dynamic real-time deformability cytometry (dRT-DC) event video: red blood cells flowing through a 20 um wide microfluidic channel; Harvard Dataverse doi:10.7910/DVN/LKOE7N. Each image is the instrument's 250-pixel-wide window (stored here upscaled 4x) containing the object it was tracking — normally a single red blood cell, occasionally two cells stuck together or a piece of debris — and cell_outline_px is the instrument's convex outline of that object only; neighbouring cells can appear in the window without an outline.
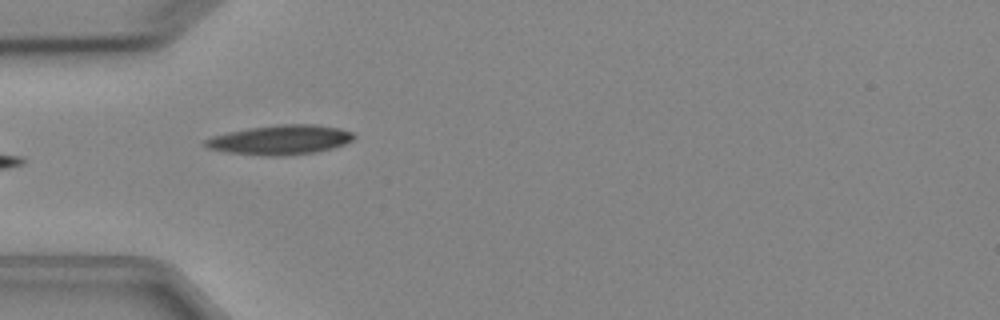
{"species": "Egyptian fruit bat (a non-hibernating species)", "species_latin": "Rousettus aegyptiacus", "temperature_condition": "cold", "stored_images_in_passage": 7, "camera_frame_rate_fps": 3000, "um_per_image_px": 0.085, "animal": {"sex": "female"}, "frame": {"image": 1, "passage_image": 5, "time_ms": 5.667, "image_size_px": [1000, 320], "cell_outline_px": [[356, 136], [352, 140], [344, 144], [332, 148], [312, 152], [280, 156], [268, 156], [228, 152], [208, 148], [200, 144], [204, 140], [212, 136], [228, 132], [248, 128], [276, 124], [316, 124], [340, 128], [352, 132]], "centroid_in_image_um": [23.8, 11.87], "position_along_channel_um": 61.2, "area_um2": 25.61}}